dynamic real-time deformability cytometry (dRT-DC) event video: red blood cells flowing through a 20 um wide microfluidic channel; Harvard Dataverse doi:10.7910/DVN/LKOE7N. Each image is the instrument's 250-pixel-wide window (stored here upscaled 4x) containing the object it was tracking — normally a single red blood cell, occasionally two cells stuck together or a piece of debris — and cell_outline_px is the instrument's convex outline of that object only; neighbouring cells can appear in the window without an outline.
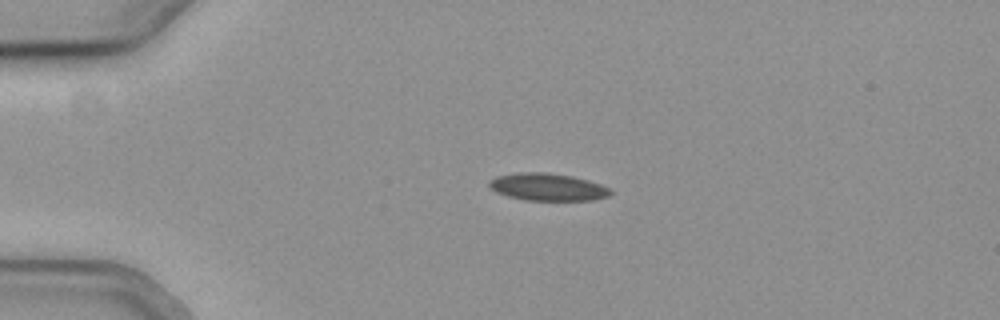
{"species": "common noctule bat (a hibernating species)", "species_latin": "Nyctalus noctula", "temperature_condition": "cold", "stored_images_in_passage": 53, "camera_frame_rate_fps": 3000, "um_per_image_px": 0.085, "animal": {"sex": "female", "body_mass_g": 19.3, "forearm_length_mm": 54.1}, "frame": {"image": 1, "passage_image": 11, "time_ms": 3.333, "image_size_px": [1000, 320], "cell_outline_px": [[612, 192], [608, 196], [592, 200], [524, 200], [508, 196], [496, 192], [488, 188], [488, 180], [496, 176], [516, 172], [548, 172], [572, 176], [588, 180], [612, 188]], "centroid_in_image_um": [46.51, 15.88], "position_along_channel_um": 38.5, "area_um2": 19.59}}
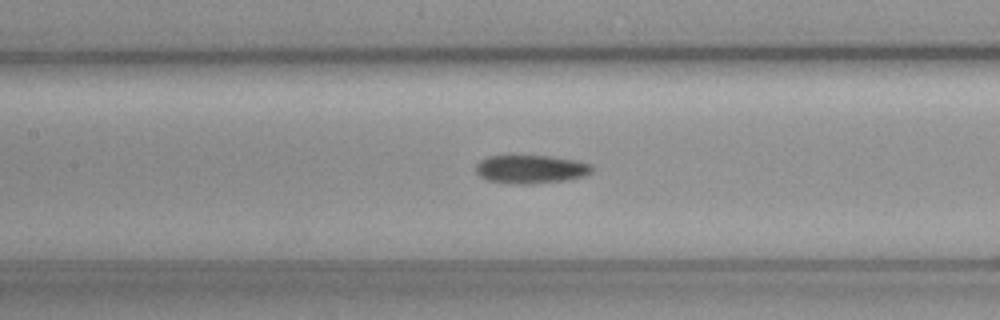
{"frame": {"image": 2, "passage_image": 24, "time_ms": 7.667, "image_size_px": [1000, 320], "cell_outline_px": [[596, 168], [592, 172], [584, 176], [568, 180], [532, 184], [508, 184], [488, 180], [480, 176], [476, 172], [476, 164], [480, 160], [488, 156], [548, 156], [580, 160], [592, 164]], "centroid_in_image_um": [45.18, 14.39], "position_along_channel_um": 162.2, "area_um2": 19.59}}
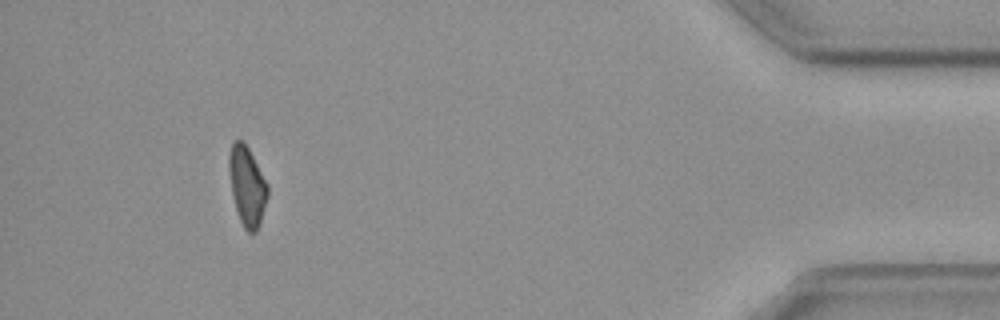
{"frame": {"image": 3, "passage_image": 49, "time_ms": 16.0, "image_size_px": [1000, 320], "cell_outline_px": [[268, 196], [260, 224], [256, 232], [248, 232], [244, 228], [240, 220], [236, 208], [232, 192], [228, 172], [228, 156], [232, 144], [236, 140], [240, 140], [248, 148], [268, 184]], "centroid_in_image_um": [21.0, 15.83], "position_along_channel_um": 414.2, "area_um2": 17.69}}